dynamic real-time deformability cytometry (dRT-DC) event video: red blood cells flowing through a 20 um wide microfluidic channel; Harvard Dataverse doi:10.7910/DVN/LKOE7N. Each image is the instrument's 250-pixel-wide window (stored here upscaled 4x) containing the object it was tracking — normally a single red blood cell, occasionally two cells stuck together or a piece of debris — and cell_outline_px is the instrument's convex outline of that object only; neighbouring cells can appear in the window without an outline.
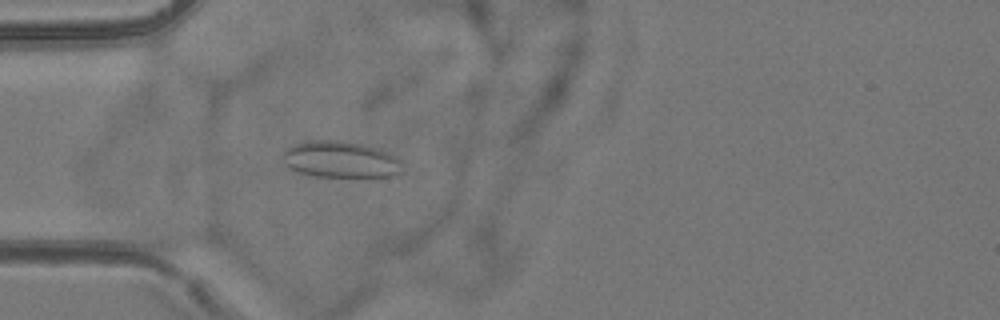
{"species": "common noctule bat (a hibernating species)", "species_latin": "Nyctalus noctula", "temperature_condition": "room temperature", "stored_images_in_passage": 55, "camera_frame_rate_fps": 3000, "um_per_image_px": 0.085, "animal": {"sex": "female", "body_mass_g": 24.6, "forearm_length_mm": 56.2}, "frame": {"image": 1, "passage_image": 17, "time_ms": 5.333, "image_size_px": [1000, 320], "cell_outline_px": [[404, 172], [396, 176], [376, 180], [368, 180], [316, 176], [300, 172], [288, 168], [284, 164], [284, 148], [292, 144], [312, 140], [336, 140], [360, 144], [376, 148], [388, 152], [396, 156], [404, 164]], "centroid_in_image_um": [29.06, 13.63], "position_along_channel_um": 55.9, "area_um2": 26.82}}
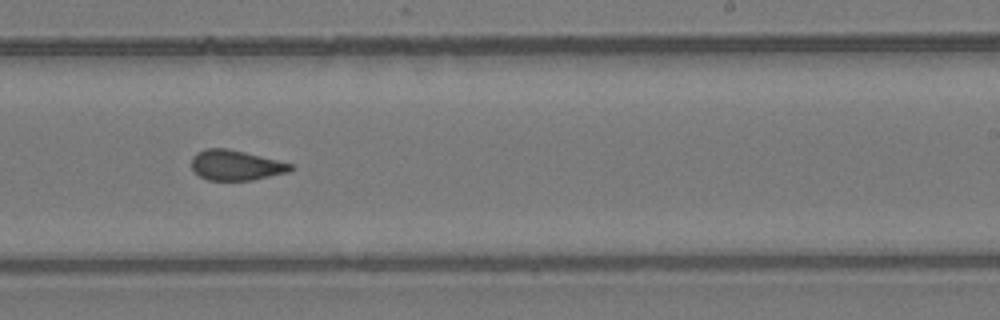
{"frame": {"image": 2, "passage_image": 34, "time_ms": 11.0, "image_size_px": [1000, 320], "cell_outline_px": [[296, 168], [288, 172], [252, 180], [208, 180], [200, 176], [192, 168], [192, 156], [196, 152], [204, 148], [228, 148], [292, 164]], "centroid_in_image_um": [20.03, 14.04], "position_along_channel_um": 269.0, "area_um2": 17.34}}
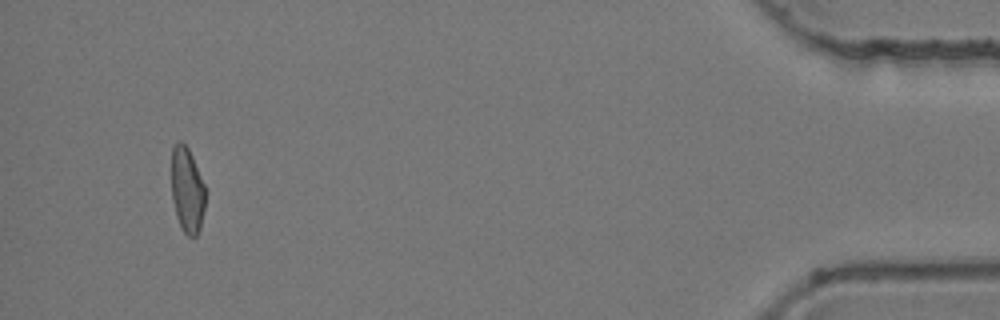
{"frame": {"image": 3, "passage_image": 52, "time_ms": 17.0, "image_size_px": [1000, 320], "cell_outline_px": [[208, 192], [200, 228], [196, 236], [188, 236], [184, 232], [176, 216], [172, 200], [172, 144], [176, 140], [180, 140], [188, 148], [192, 156]], "centroid_in_image_um": [15.93, 16.13], "position_along_channel_um": 419.3, "area_um2": 17.22}, "authors_computed_cell_mechanics": {"area_um2": 18.0336, "velocity_mm_per_s": 3.8209, "shape_relaxation_time_tau1_ms": null, "shape_relaxation_time_tau2_ms": 2.6123, "deformation_change_tau1": null, "deformation_change_tau2": 0.0754}}